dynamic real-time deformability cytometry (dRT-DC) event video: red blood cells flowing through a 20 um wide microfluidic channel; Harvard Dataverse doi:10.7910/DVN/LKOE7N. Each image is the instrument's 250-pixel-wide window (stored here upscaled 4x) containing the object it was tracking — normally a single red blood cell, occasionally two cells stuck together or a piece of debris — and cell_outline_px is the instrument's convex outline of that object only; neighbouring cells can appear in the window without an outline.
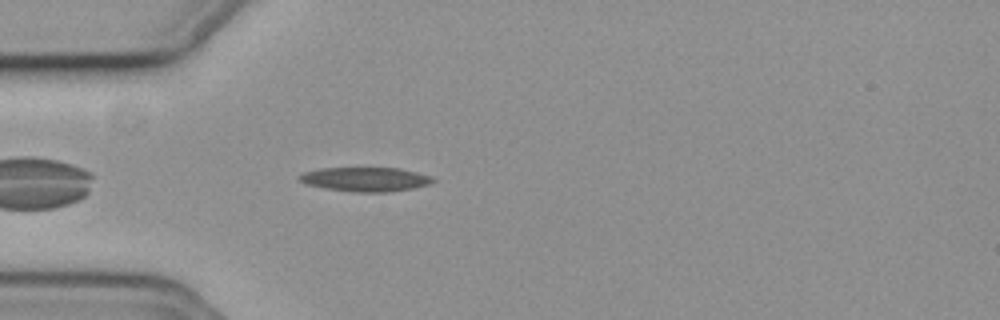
{"species": "common noctule bat (a hibernating species)", "species_latin": "Nyctalus noctula", "temperature_condition": "cold", "stored_images_in_passage": 43, "camera_frame_rate_fps": 3000, "um_per_image_px": 0.085, "animal": {"sex": "female", "body_mass_g": 19.3, "forearm_length_mm": 54.1}, "frame": {"image": 1, "passage_image": 4, "time_ms": 1.0, "image_size_px": [1000, 320], "cell_outline_px": [[436, 180], [428, 184], [412, 188], [388, 192], [352, 192], [324, 188], [304, 184], [296, 176], [304, 172], [320, 168], [400, 168], [432, 176]], "centroid_in_image_um": [31.02, 15.24], "position_along_channel_um": 54.0, "area_um2": 18.9}}
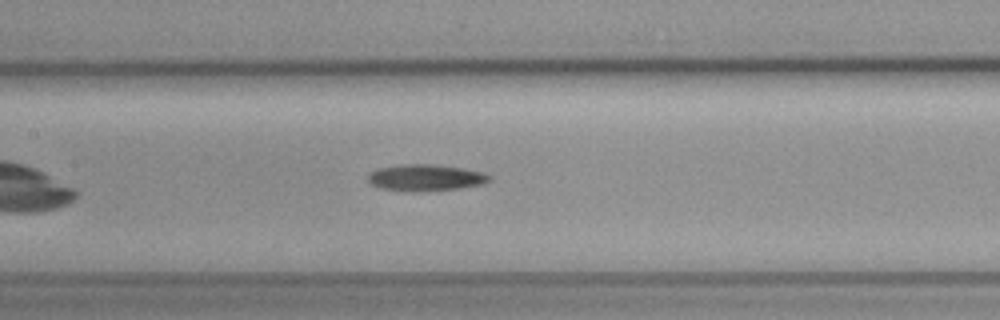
{"frame": {"image": 2, "passage_image": 14, "time_ms": 4.333, "image_size_px": [1000, 320], "cell_outline_px": [[492, 180], [484, 184], [460, 188], [380, 188], [372, 184], [368, 180], [368, 172], [380, 168], [400, 164], [432, 164], [460, 168], [484, 172], [492, 176]], "centroid_in_image_um": [36.24, 15.04], "position_along_channel_um": 171.2, "area_um2": 17.69}}
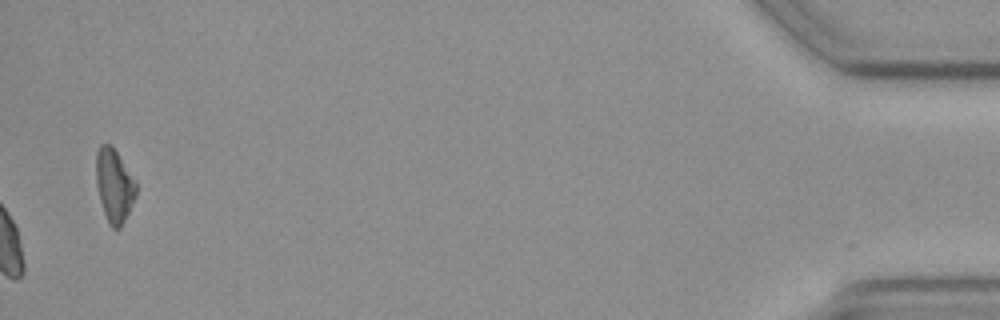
{"frame": {"image": 3, "passage_image": 42, "time_ms": 13.667, "image_size_px": [1000, 320], "cell_outline_px": [[136, 196], [120, 228], [112, 228], [108, 224], [100, 200], [96, 184], [96, 152], [100, 144], [112, 144], [136, 180]], "centroid_in_image_um": [9.71, 15.73], "position_along_channel_um": 425.5, "area_um2": 17.17}}